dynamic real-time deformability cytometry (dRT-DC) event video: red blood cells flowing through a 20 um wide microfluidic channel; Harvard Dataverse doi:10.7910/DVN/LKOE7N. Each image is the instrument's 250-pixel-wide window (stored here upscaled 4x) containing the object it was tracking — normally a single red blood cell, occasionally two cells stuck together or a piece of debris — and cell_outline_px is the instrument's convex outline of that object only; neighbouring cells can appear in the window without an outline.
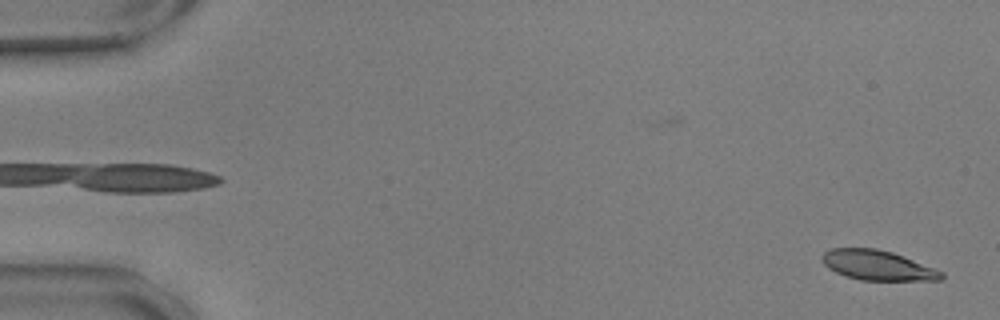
{"species": "common noctule bat (a hibernating species)", "species_latin": "Nyctalus noctula", "temperature_condition": "warm", "stored_images_in_passage": 56, "camera_frame_rate_fps": 3000, "um_per_image_px": 0.085, "animal": {"sex": "male", "body_mass_g": 17.9, "forearm_length_mm": 54.2}, "frame": {"image": 1, "passage_image": 1, "time_ms": 0.0, "image_size_px": [1000, 320], "cell_outline_px": [[944, 276], [940, 280], [860, 280], [844, 276], [828, 268], [824, 264], [820, 256], [824, 252], [832, 248], [876, 248], [892, 252], [904, 256], [944, 272]], "centroid_in_image_um": [74.57, 22.55], "position_along_channel_um": 10.4, "area_um2": 20.81}}
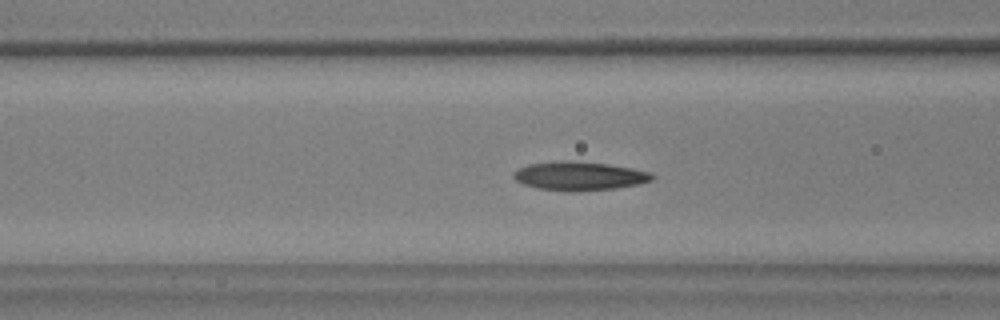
{"frame": {"image": 2, "passage_image": 22, "time_ms": 7.0, "image_size_px": [1000, 320], "cell_outline_px": [[656, 176], [652, 180], [640, 184], [616, 188], [568, 192], [536, 188], [524, 184], [516, 180], [512, 176], [512, 172], [528, 164], [568, 160], [572, 160], [608, 164], [632, 168], [652, 172]], "centroid_in_image_um": [49.27, 14.96], "position_along_channel_um": 117.3, "area_um2": 23.41}}
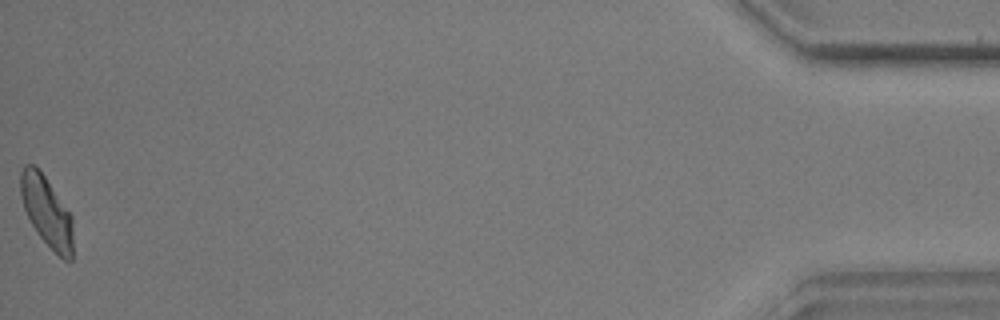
{"frame": {"image": 3, "passage_image": 56, "time_ms": 18.333, "image_size_px": [1000, 320], "cell_outline_px": [[72, 260], [64, 260], [40, 236], [32, 224], [24, 208], [20, 192], [20, 172], [24, 164], [36, 164], [72, 216]], "centroid_in_image_um": [3.95, 17.92], "position_along_channel_um": 431.2, "area_um2": 21.1}, "authors_computed_cell_mechanics": {"area_um2": 22.1663, "velocity_mm_per_s": 3.5674, "shape_relaxation_time_tau1_ms": 2.8102, "shape_relaxation_time_tau2_ms": 2.3385, "deformation_change_tau1": 0.1575, "deformation_change_tau2": 0.0943}}